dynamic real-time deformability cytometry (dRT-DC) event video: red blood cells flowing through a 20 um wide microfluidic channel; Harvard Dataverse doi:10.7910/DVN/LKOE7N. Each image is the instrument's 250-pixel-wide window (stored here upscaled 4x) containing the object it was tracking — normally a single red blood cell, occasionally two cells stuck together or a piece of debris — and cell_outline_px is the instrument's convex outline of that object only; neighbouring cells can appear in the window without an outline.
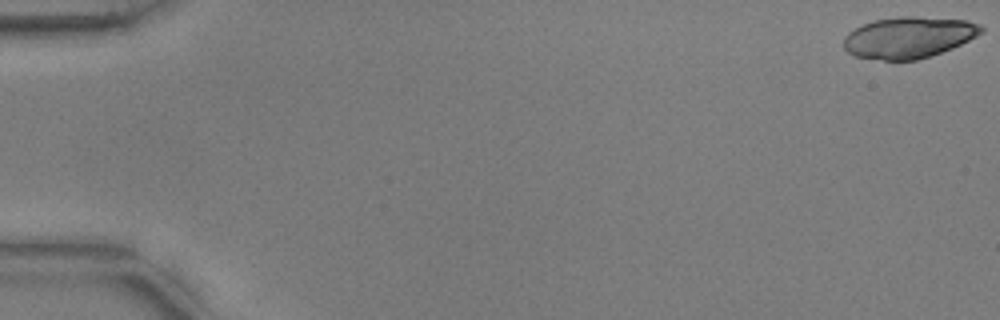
{"species": "common noctule bat (a hibernating species)", "species_latin": "Nyctalus noctula", "temperature_condition": "warm", "stored_images_in_passage": 20, "camera_frame_rate_fps": 3000, "um_per_image_px": 0.085, "animal": {"sex": "male", "body_mass_g": 17.9, "forearm_length_mm": 54.2}, "frame": {"image": 1, "passage_image": 1, "time_ms": 0.0, "image_size_px": [1000, 320], "cell_outline_px": [[984, 32], [952, 48], [916, 60], [884, 60], [856, 56], [848, 52], [844, 48], [844, 36], [848, 32], [872, 20], [900, 16], [916, 16], [968, 20], [980, 24], [984, 28]], "centroid_in_image_um": [77.25, 3.16], "position_along_channel_um": 7.8, "area_um2": 33.06}}